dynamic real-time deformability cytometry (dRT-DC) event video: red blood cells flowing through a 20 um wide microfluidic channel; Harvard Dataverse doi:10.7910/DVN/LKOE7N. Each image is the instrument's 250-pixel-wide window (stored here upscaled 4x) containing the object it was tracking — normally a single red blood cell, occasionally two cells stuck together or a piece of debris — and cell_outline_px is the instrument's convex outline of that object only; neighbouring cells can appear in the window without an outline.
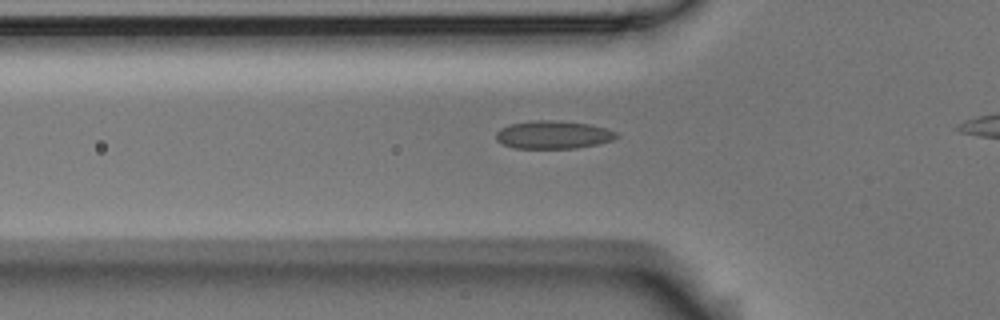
{"species": "Egyptian fruit bat (a non-hibernating species)", "species_latin": "Rousettus aegyptiacus", "temperature_condition": "room temperature", "stored_images_in_passage": 38, "segment_of_instrument_passage": [1, 2], "camera_frame_rate_fps": 3000, "um_per_image_px": 0.085, "animal": {"sex": "male"}, "frame": {"image": 1, "passage_image": 10, "time_ms": 3.0, "image_size_px": [1000, 320], "cell_outline_px": [[620, 136], [612, 140], [596, 144], [576, 148], [512, 148], [496, 140], [496, 132], [500, 128], [508, 124], [536, 120], [556, 120], [588, 124], [608, 128], [616, 132]], "centroid_in_image_um": [47.01, 11.45], "position_along_channel_um": 78.8, "area_um2": 19.71}}
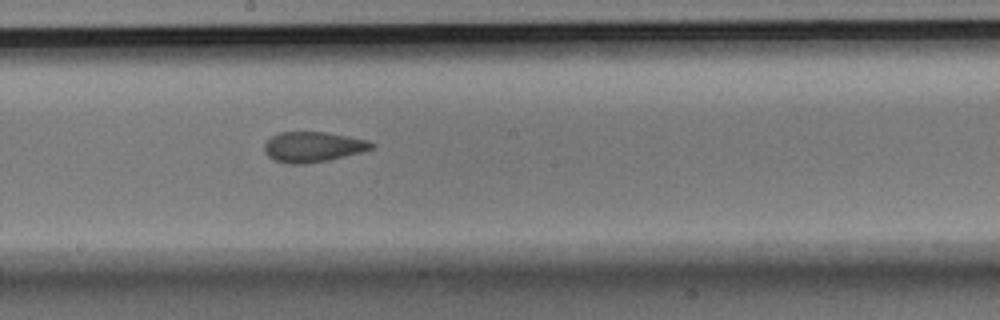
{"frame": {"image": 2, "passage_image": 22, "time_ms": 7.0, "image_size_px": [1000, 320], "cell_outline_px": [[376, 148], [364, 152], [328, 160], [304, 164], [288, 164], [272, 160], [264, 152], [264, 144], [272, 136], [280, 132], [324, 132], [348, 136], [368, 140], [376, 144]], "centroid_in_image_um": [26.63, 12.49], "position_along_channel_um": 221.6, "area_um2": 19.19}}
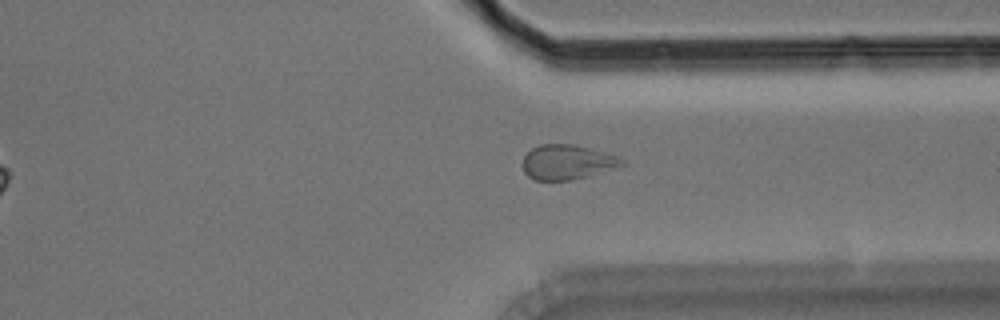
{"frame": {"image": 3, "passage_image": 34, "time_ms": 11.0, "image_size_px": [1000, 320], "cell_outline_px": [[628, 164], [588, 176], [568, 180], [532, 180], [524, 172], [520, 164], [524, 156], [532, 148], [540, 144], [572, 144], [620, 156]], "centroid_in_image_um": [48.2, 13.78], "position_along_channel_um": 363.2, "area_um2": 20.29}}